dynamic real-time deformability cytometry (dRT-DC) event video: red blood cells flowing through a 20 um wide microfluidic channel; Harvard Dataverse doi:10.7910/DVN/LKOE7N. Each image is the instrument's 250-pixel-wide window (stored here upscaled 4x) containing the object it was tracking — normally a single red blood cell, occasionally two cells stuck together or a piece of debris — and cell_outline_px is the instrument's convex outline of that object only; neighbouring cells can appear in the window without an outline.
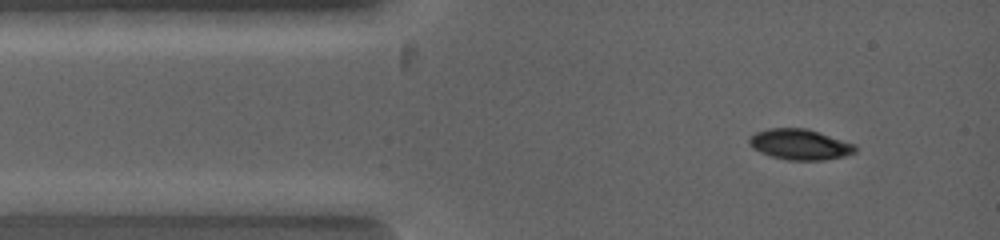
{"species": "common noctule bat (a hibernating species)", "species_latin": "Nyctalus noctula", "temperature_condition": "warm", "stored_images_in_passage": 8, "camera_frame_rate_fps": 5000, "um_per_image_px": 0.085, "animal": {"sex": "female", "body_mass_g": 19.0, "forearm_length_mm": 53.3}, "frame": {"image": 1, "passage_image": 3, "time_ms": 0.6, "image_size_px": [1000, 240], "cell_outline_px": [[856, 152], [844, 156], [824, 160], [788, 160], [772, 156], [760, 152], [752, 148], [748, 144], [748, 140], [756, 132], [768, 128], [808, 128], [856, 144]], "centroid_in_image_um": [68.0, 12.27], "position_along_channel_um": 17.0, "area_um2": 19.02}}
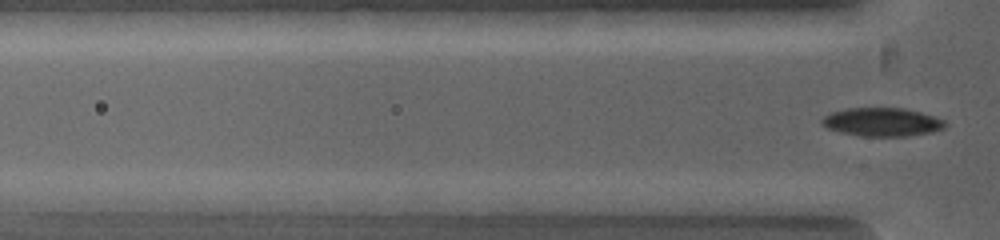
{"frame": {"image": 2, "passage_image": 8, "time_ms": 1.8, "image_size_px": [1000, 240], "cell_outline_px": [[948, 124], [944, 128], [932, 132], [908, 136], [860, 136], [840, 132], [828, 128], [820, 124], [820, 120], [824, 116], [832, 112], [848, 108], [904, 108], [920, 112], [944, 120]], "centroid_in_image_um": [74.97, 10.38], "position_along_channel_um": 50.8, "area_um2": 20.46}}